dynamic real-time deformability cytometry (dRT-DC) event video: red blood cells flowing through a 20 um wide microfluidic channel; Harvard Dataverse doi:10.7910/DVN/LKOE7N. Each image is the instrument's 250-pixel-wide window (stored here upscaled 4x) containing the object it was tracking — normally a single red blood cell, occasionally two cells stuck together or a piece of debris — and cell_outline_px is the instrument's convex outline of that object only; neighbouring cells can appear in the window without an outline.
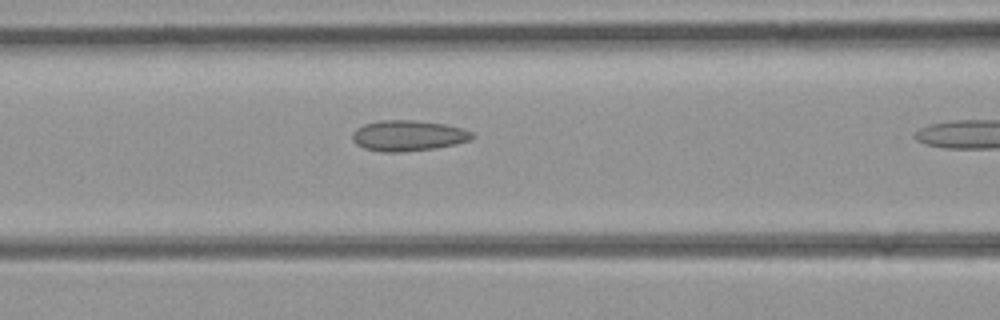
{"species": "common noctule bat (a hibernating species)", "species_latin": "Nyctalus noctula", "temperature_condition": "room temperature", "stored_images_in_passage": 9, "camera_frame_rate_fps": 3000, "um_per_image_px": 0.085, "animal": {"sex": "female", "body_mass_g": 21.9}, "frame": {"image": 1, "passage_image": 8, "time_ms": 2.333, "image_size_px": [1000, 320], "cell_outline_px": [[476, 136], [472, 140], [456, 144], [436, 148], [404, 152], [380, 152], [364, 148], [356, 144], [352, 140], [352, 132], [356, 128], [364, 124], [380, 120], [412, 120], [448, 124], [472, 132]], "centroid_in_image_um": [34.7, 11.53], "position_along_channel_um": 131.9, "area_um2": 21.73}}